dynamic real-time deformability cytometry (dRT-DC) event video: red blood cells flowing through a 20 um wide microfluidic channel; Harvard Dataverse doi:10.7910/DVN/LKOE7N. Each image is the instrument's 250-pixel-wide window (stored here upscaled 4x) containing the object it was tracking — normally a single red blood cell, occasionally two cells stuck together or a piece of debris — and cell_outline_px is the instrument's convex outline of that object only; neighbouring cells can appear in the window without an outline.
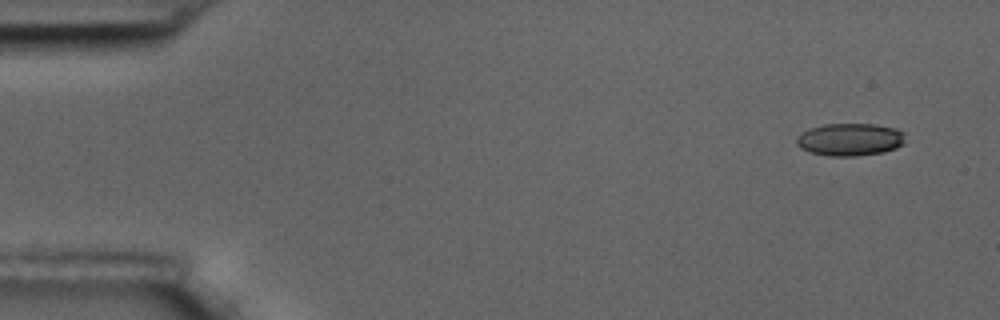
{"species": "common noctule bat (a hibernating species)", "species_latin": "Nyctalus noctula", "temperature_condition": "room temperature", "stored_images_in_passage": 6, "camera_frame_rate_fps": 3000, "um_per_image_px": 0.085, "animal": {"sex": "male", "body_mass_g": 17.5, "forearm_length_mm": 52.3}, "frame": {"image": 1, "passage_image": 1, "time_ms": 0.0, "image_size_px": [1000, 320], "cell_outline_px": [[904, 144], [896, 148], [884, 152], [856, 156], [828, 156], [812, 152], [800, 148], [796, 144], [796, 136], [808, 128], [824, 124], [872, 124], [896, 128], [904, 132]], "centroid_in_image_um": [72.24, 11.85], "position_along_channel_um": 12.8, "area_um2": 20.81}}
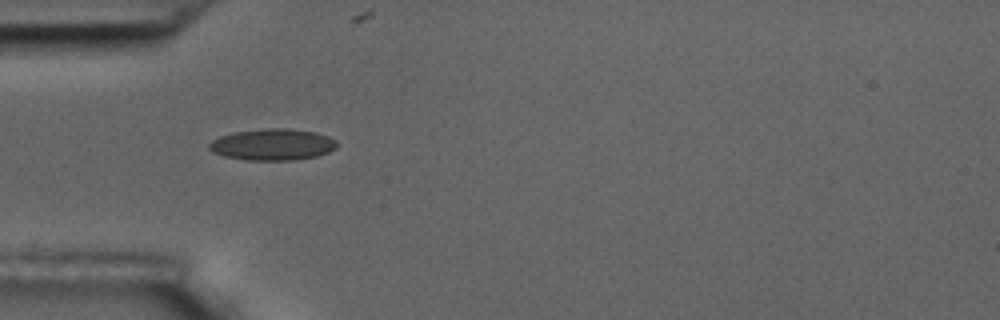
{"frame": {"image": 2, "passage_image": 5, "time_ms": 1.333, "image_size_px": [1000, 320], "cell_outline_px": [[336, 148], [328, 152], [316, 156], [292, 160], [248, 160], [224, 156], [212, 152], [208, 148], [208, 144], [212, 140], [220, 136], [236, 132], [268, 128], [288, 128], [316, 132], [328, 136], [336, 140]], "centroid_in_image_um": [23.16, 12.28], "position_along_channel_um": 61.8, "area_um2": 23.35}}